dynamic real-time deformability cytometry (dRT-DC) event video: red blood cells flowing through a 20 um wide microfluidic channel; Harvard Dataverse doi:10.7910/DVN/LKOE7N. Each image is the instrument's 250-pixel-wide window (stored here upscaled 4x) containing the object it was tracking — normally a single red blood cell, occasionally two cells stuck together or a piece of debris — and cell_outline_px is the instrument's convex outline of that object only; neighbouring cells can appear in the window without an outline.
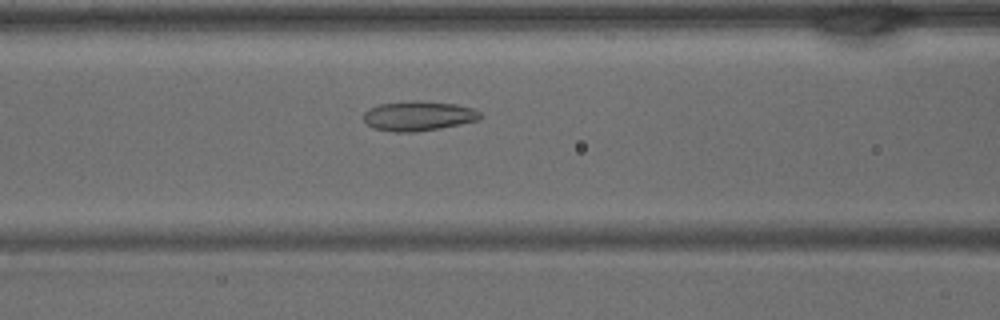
{"species": "common noctule bat (a hibernating species)", "species_latin": "Nyctalus noctula", "temperature_condition": "warm", "stored_images_in_passage": 32, "camera_frame_rate_fps": 3000, "um_per_image_px": 0.085, "animal": {"sex": "male", "body_mass_g": 15.6}, "frame": {"image": 1, "passage_image": 8, "time_ms": 2.333, "image_size_px": [1000, 320], "cell_outline_px": [[484, 116], [480, 120], [440, 128], [416, 132], [392, 132], [376, 128], [368, 124], [364, 120], [364, 112], [368, 108], [380, 104], [412, 100], [420, 100], [456, 104], [472, 108], [480, 112]], "centroid_in_image_um": [35.6, 9.85], "position_along_channel_um": 131.0, "area_um2": 20.35}}
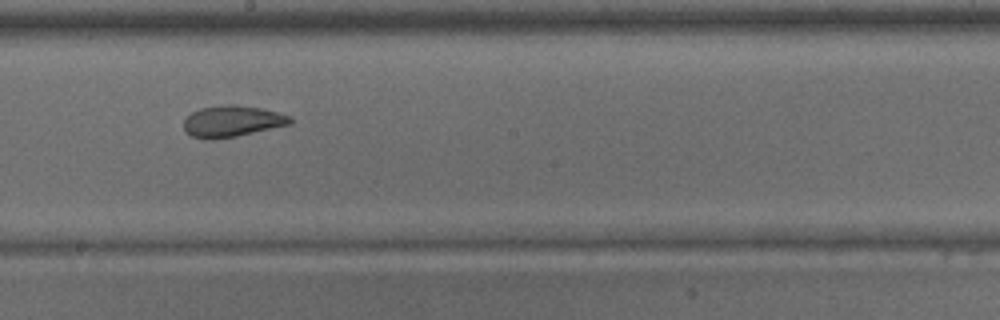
{"frame": {"image": 2, "passage_image": 14, "time_ms": 4.333, "image_size_px": [1000, 320], "cell_outline_px": [[292, 124], [236, 136], [212, 140], [204, 140], [192, 136], [184, 132], [184, 120], [192, 112], [200, 108], [224, 104], [232, 104], [260, 108], [280, 112], [292, 116]], "centroid_in_image_um": [19.73, 10.31], "position_along_channel_um": 228.5, "area_um2": 19.65}}
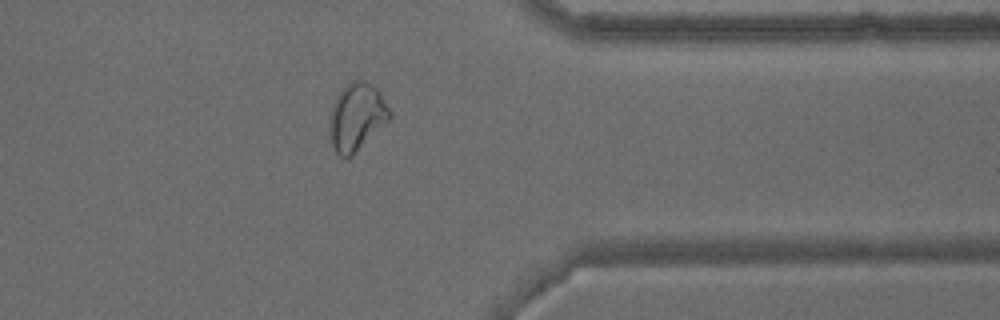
{"frame": {"image": 3, "passage_image": 24, "time_ms": 7.667, "image_size_px": [1000, 320], "cell_outline_px": [[392, 116], [348, 160], [340, 156], [336, 152], [328, 136], [328, 116], [332, 104], [336, 96], [352, 80], [364, 80], [372, 84], [380, 92], [392, 112]], "centroid_in_image_um": [30.28, 9.95], "position_along_channel_um": 381.1, "area_um2": 23.93}}